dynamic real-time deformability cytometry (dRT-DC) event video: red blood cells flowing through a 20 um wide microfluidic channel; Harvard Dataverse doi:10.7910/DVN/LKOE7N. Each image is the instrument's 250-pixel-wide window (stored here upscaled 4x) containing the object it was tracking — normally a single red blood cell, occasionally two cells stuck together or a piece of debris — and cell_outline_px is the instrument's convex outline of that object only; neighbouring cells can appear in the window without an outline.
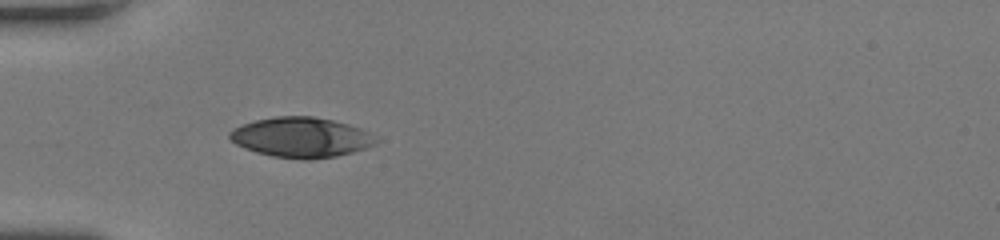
{"species": "human", "species_latin": "Homo sapiens", "temperature_condition": "room temperature", "stored_images_in_passage": 31, "camera_frame_rate_fps": 3000, "um_per_image_px": 0.085, "donor": {"sex": "female"}, "frame": {"image": 1, "passage_image": 1, "time_ms": 0.0, "image_size_px": [1000, 240], "cell_outline_px": [[380, 140], [364, 148], [352, 152], [336, 156], [308, 160], [304, 160], [272, 156], [256, 152], [244, 148], [236, 144], [228, 136], [228, 132], [244, 124], [256, 120], [276, 116], [312, 116], [332, 120], [348, 124], [360, 128], [368, 132]], "centroid_in_image_um": [25.59, 11.68], "position_along_channel_um": 59.4, "area_um2": 33.93}}
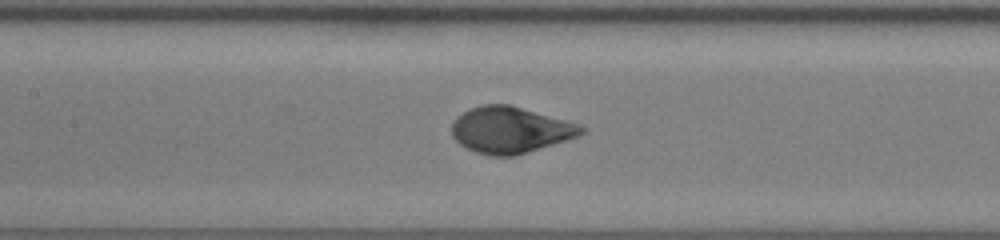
{"frame": {"image": 2, "passage_image": 9, "time_ms": 2.667, "image_size_px": [1000, 240], "cell_outline_px": [[588, 128], [580, 136], [568, 140], [516, 156], [488, 156], [476, 152], [460, 144], [452, 136], [452, 124], [464, 112], [472, 108], [484, 104], [508, 104], [580, 124]], "centroid_in_image_um": [43.43, 11.06], "position_along_channel_um": 164.0, "area_um2": 34.91}}
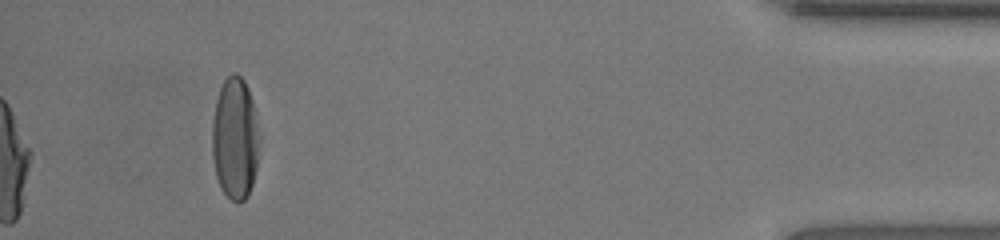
{"frame": {"image": 3, "passage_image": 31, "time_ms": 10.0, "image_size_px": [1000, 240], "cell_outline_px": [[256, 168], [252, 184], [248, 196], [244, 200], [232, 200], [220, 188], [216, 176], [212, 156], [212, 120], [216, 100], [220, 88], [224, 80], [232, 72], [236, 72], [244, 80], [248, 88], [256, 112]], "centroid_in_image_um": [19.93, 11.74], "position_along_channel_um": 415.3, "area_um2": 33.12}, "authors_computed_cell_mechanics": {"area_um2": 36.6452, "velocity_mm_per_s": 4.2256, "shape_relaxation_time_tau1_ms": 2.9918, "shape_relaxation_time_tau2_ms": null, "deformation_change_tau1": 0.203, "deformation_change_tau2": null}}